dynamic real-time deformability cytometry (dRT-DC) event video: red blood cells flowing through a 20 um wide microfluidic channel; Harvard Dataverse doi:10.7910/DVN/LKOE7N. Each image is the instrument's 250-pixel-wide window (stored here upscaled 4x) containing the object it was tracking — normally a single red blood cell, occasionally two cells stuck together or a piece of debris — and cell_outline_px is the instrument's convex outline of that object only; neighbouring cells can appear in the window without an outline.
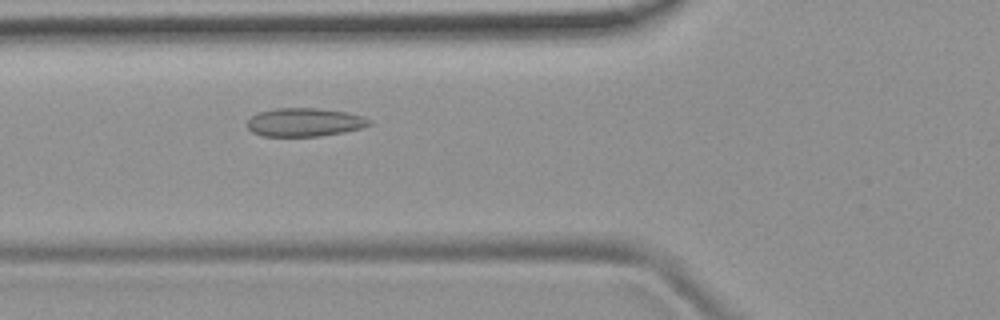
{"species": "common noctule bat (a hibernating species)", "species_latin": "Nyctalus noctula", "temperature_condition": "room temperature", "stored_images_in_passage": 49, "camera_frame_rate_fps": 3000, "um_per_image_px": 0.085, "animal": {"sex": "female", "body_mass_g": 19.9}, "frame": {"image": 1, "passage_image": 16, "time_ms": 5.0, "image_size_px": [1000, 320], "cell_outline_px": [[372, 124], [360, 128], [344, 132], [320, 136], [264, 136], [252, 132], [244, 124], [252, 116], [260, 112], [276, 108], [316, 108], [344, 112], [360, 116], [372, 120]], "centroid_in_image_um": [25.85, 10.4], "position_along_channel_um": 99.9, "area_um2": 20.11}}
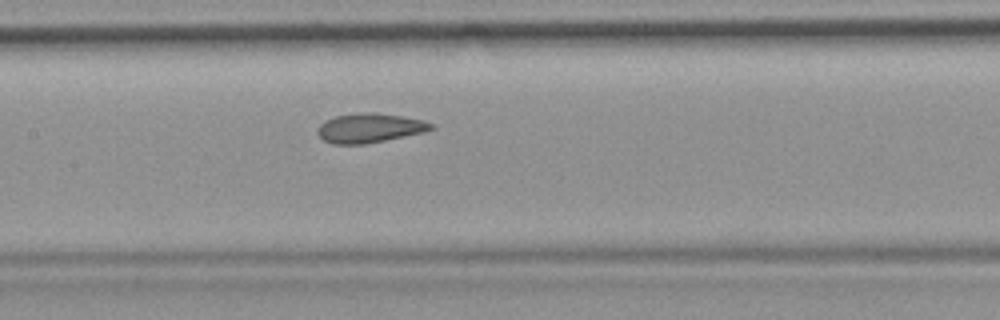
{"frame": {"image": 2, "passage_image": 22, "time_ms": 7.0, "image_size_px": [1000, 320], "cell_outline_px": [[436, 128], [424, 132], [364, 144], [332, 144], [324, 140], [316, 132], [320, 124], [324, 120], [336, 116], [360, 112], [376, 112], [424, 120], [432, 124]], "centroid_in_image_um": [31.4, 10.87], "position_along_channel_um": 176.0, "area_um2": 19.36}}
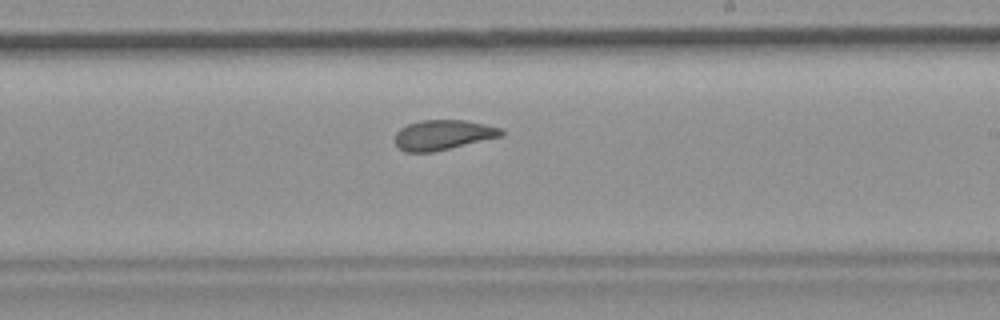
{"frame": {"image": 3, "passage_image": 28, "time_ms": 9.0, "image_size_px": [1000, 320], "cell_outline_px": [[504, 136], [432, 152], [404, 152], [392, 140], [396, 132], [400, 128], [408, 124], [420, 120], [464, 120], [484, 124], [500, 128], [504, 132]], "centroid_in_image_um": [37.62, 11.47], "position_along_channel_um": 251.4, "area_um2": 18.67}, "authors_computed_cell_mechanics": {"area_um2": 19.7098, "velocity_mm_per_s": 3.7917, "shape_relaxation_time_tau1_ms": null, "shape_relaxation_time_tau2_ms": 1.09, "deformation_change_tau1": null, "deformation_change_tau2": 0.0829}}